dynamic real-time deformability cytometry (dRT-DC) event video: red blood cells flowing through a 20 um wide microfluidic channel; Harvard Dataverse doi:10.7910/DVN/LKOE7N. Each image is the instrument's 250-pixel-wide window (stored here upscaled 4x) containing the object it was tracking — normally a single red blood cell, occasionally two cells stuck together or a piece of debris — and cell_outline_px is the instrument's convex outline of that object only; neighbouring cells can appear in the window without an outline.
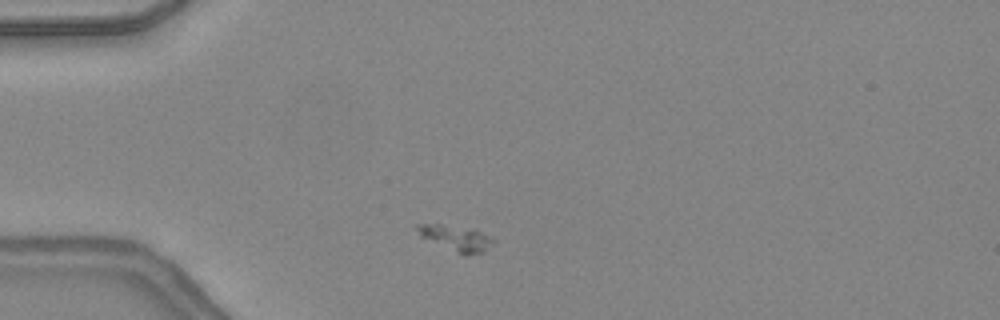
{"species": "common noctule bat (a hibernating species)", "species_latin": "Nyctalus noctula", "temperature_condition": "warm", "stored_images_in_passage": 3, "camera_frame_rate_fps": 3000, "um_per_image_px": 0.085, "animal": {"sex": "female", "body_mass_g": 24.6, "forearm_length_mm": 56.2}, "frame": {"image": 1, "passage_image": 1, "time_ms": 0.0, "image_size_px": [1000, 320], "cell_outline_px": [[496, 240], [484, 252], [464, 256], [420, 236], [412, 224], [440, 224], [472, 228]], "centroid_in_image_um": [38.74, 20.23], "position_along_channel_um": 46.3, "area_um2": 11.39}}
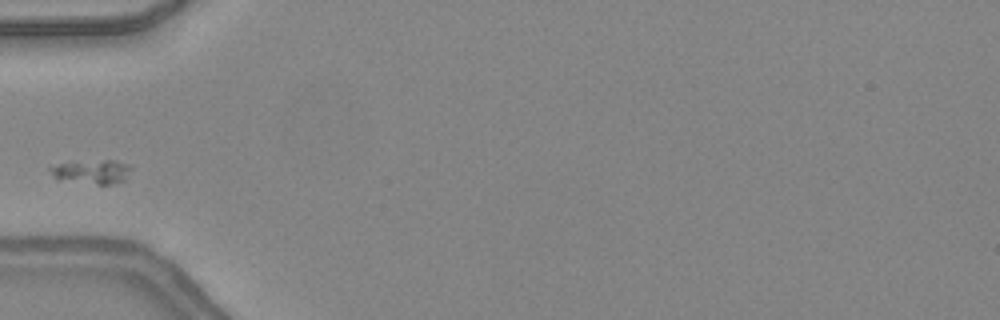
{"frame": {"image": 2, "passage_image": 2, "time_ms": 0.333, "image_size_px": [1000, 320], "cell_outline_px": [[132, 168], [124, 180], [112, 184], [96, 184], [56, 180], [48, 168], [60, 164], [104, 160], [116, 160], [128, 164]], "centroid_in_image_um": [7.82, 14.62], "position_along_channel_um": 77.2, "area_um2": 11.16}}
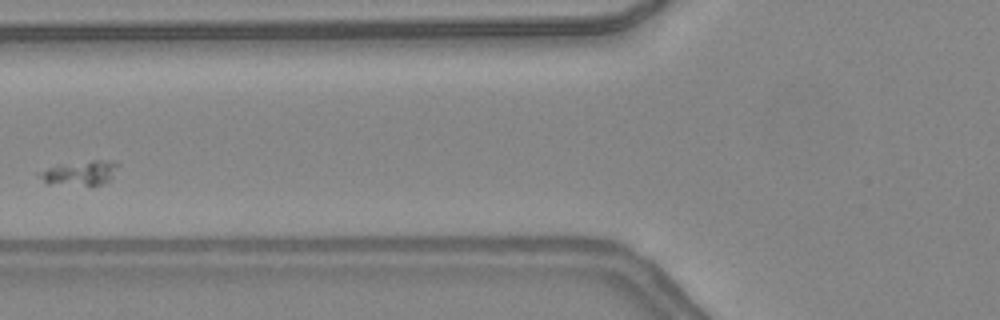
{"frame": {"image": 3, "passage_image": 3, "time_ms": 0.667, "image_size_px": [1000, 320], "cell_outline_px": [[120, 164], [112, 176], [108, 180], [100, 184], [44, 184], [36, 172], [56, 164], [92, 160], [108, 160]], "centroid_in_image_um": [6.71, 14.67], "position_along_channel_um": 119.1, "area_um2": 11.27}}